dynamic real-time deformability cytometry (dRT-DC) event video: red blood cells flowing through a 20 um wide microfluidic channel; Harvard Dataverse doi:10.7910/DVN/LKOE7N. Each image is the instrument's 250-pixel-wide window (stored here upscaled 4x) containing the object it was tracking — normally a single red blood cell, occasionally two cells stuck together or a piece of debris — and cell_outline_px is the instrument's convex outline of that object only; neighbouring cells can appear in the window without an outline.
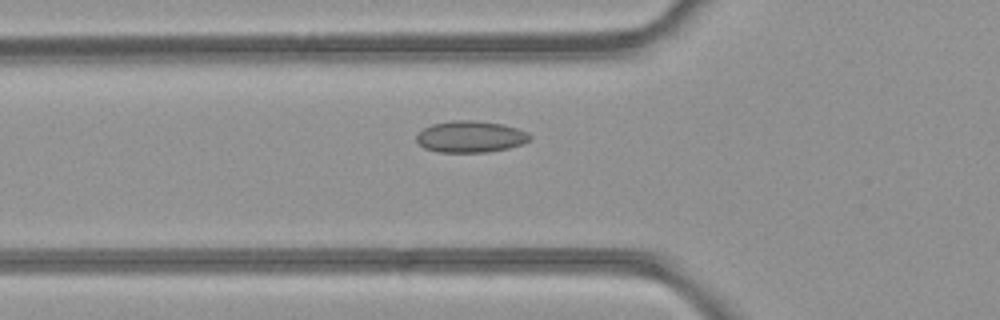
{"species": "common noctule bat (a hibernating species)", "species_latin": "Nyctalus noctula", "temperature_condition": "room temperature", "stored_images_in_passage": 37, "camera_frame_rate_fps": 3000, "um_per_image_px": 0.085, "animal": {"sex": "female", "body_mass_g": 21.9}, "frame": {"image": 1, "passage_image": 5, "time_ms": 1.333, "image_size_px": [1000, 320], "cell_outline_px": [[532, 136], [528, 140], [520, 144], [508, 148], [488, 152], [440, 152], [424, 148], [416, 140], [416, 136], [424, 128], [432, 124], [452, 120], [476, 120], [504, 124], [528, 132]], "centroid_in_image_um": [39.99, 11.61], "position_along_channel_um": 85.8, "area_um2": 20.81}}
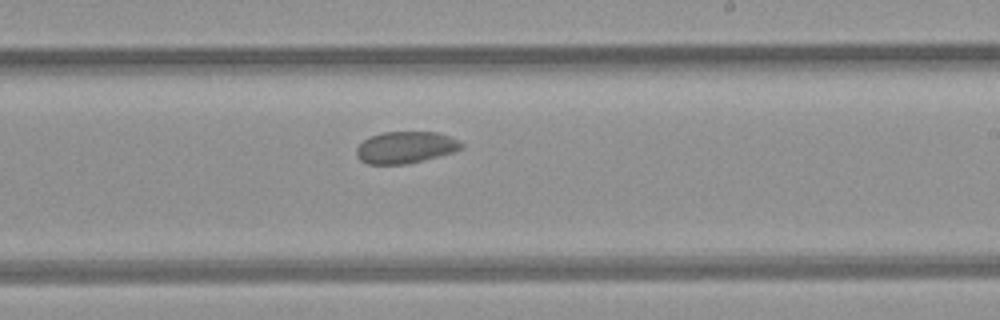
{"frame": {"image": 2, "passage_image": 17, "time_ms": 5.333, "image_size_px": [1000, 320], "cell_outline_px": [[464, 148], [452, 152], [408, 164], [368, 164], [360, 160], [356, 156], [356, 148], [364, 140], [372, 136], [384, 132], [440, 132], [464, 144]], "centroid_in_image_um": [34.46, 12.53], "position_along_channel_um": 254.5, "area_um2": 19.31}}
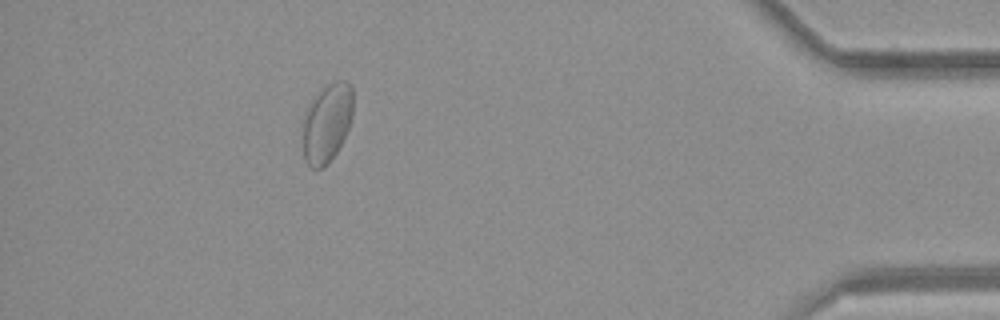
{"frame": {"image": 3, "passage_image": 32, "time_ms": 10.333, "image_size_px": [1000, 320], "cell_outline_px": [[352, 116], [348, 128], [336, 152], [328, 164], [324, 168], [312, 168], [308, 164], [304, 156], [304, 112], [312, 100], [328, 84], [336, 80], [344, 80], [352, 84]], "centroid_in_image_um": [27.8, 10.44], "position_along_channel_um": 407.4, "area_um2": 22.72}, "authors_computed_cell_mechanics": {"area_um2": 20.7502, "velocity_mm_per_s": 4.2035, "shape_relaxation_time_tau1_ms": 5.5717, "shape_relaxation_time_tau2_ms": null, "deformation_change_tau1": 0.0861, "deformation_change_tau2": null}}